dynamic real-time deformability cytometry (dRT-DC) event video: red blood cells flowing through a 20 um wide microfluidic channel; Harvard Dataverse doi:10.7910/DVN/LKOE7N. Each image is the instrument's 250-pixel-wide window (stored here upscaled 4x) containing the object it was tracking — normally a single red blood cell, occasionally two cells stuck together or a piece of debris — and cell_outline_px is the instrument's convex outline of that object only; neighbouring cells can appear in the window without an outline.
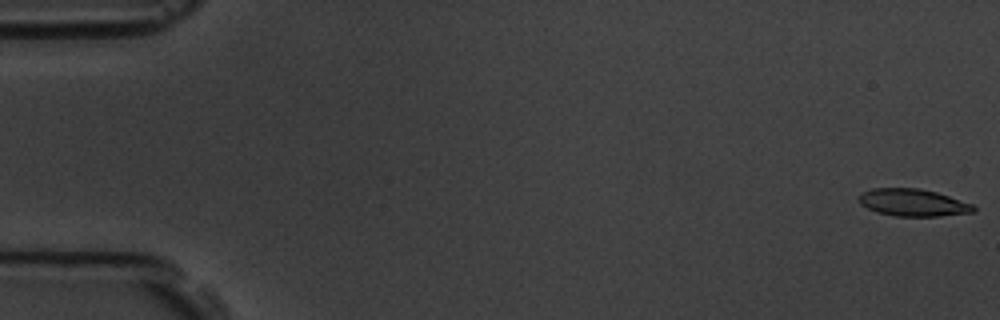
{"species": "common noctule bat (a hibernating species)", "species_latin": "Nyctalus noctula", "temperature_condition": "room temperature", "stored_images_in_passage": 6, "camera_frame_rate_fps": 3000, "um_per_image_px": 0.085, "animal": {"sex": "male", "body_mass_g": 19.5, "forearm_length_mm": 54.6}, "frame": {"image": 1, "passage_image": 1, "time_ms": 0.0, "image_size_px": [1000, 320], "cell_outline_px": [[976, 212], [940, 216], [896, 216], [876, 212], [860, 204], [860, 196], [864, 192], [872, 188], [920, 188], [936, 192], [972, 204], [976, 208]], "centroid_in_image_um": [77.63, 17.22], "position_along_channel_um": 7.4, "area_um2": 18.09}}